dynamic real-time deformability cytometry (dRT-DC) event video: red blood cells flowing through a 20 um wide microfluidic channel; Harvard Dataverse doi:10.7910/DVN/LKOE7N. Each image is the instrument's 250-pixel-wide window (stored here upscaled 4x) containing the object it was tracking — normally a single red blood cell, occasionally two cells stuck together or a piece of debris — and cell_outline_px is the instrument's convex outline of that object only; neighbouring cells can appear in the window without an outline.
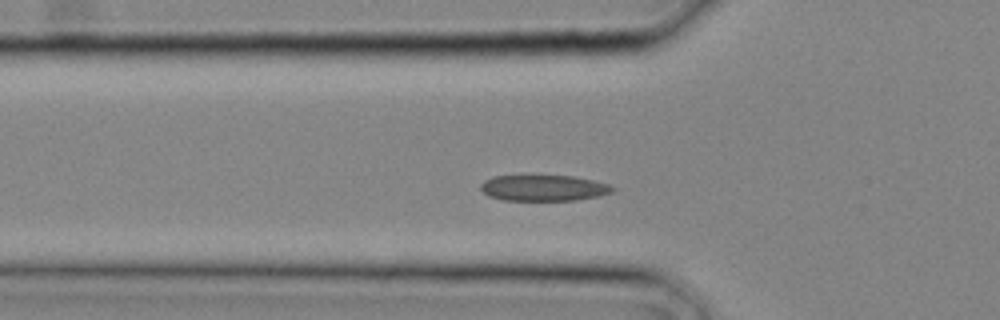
{"species": "common noctule bat (a hibernating species)", "species_latin": "Nyctalus noctula", "temperature_condition": "cold", "stored_images_in_passage": 22, "camera_frame_rate_fps": 3000, "um_per_image_px": 0.085, "animal": {"sex": "male", "body_mass_g": 20.4}, "frame": {"image": 1, "passage_image": 7, "time_ms": 2.0, "image_size_px": [1000, 320], "cell_outline_px": [[616, 188], [612, 192], [596, 196], [576, 200], [504, 200], [488, 196], [480, 188], [480, 184], [484, 180], [492, 176], [536, 172], [572, 176], [592, 180], [608, 184]], "centroid_in_image_um": [46.13, 15.91], "position_along_channel_um": 79.7, "area_um2": 20.92}}
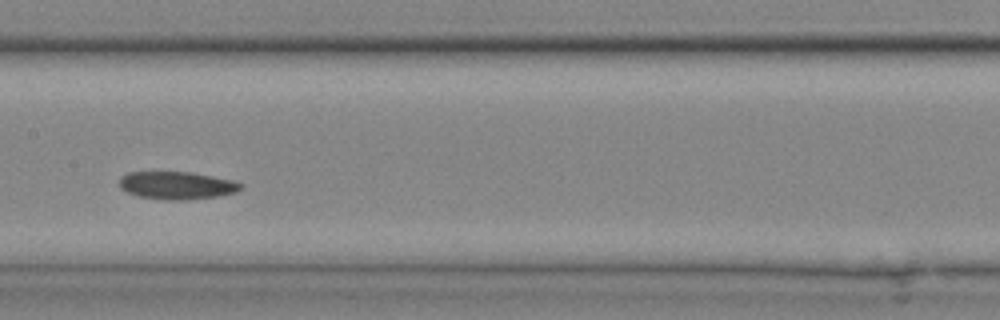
{"frame": {"image": 2, "passage_image": 12, "time_ms": 3.667, "image_size_px": [1000, 320], "cell_outline_px": [[244, 184], [236, 192], [216, 196], [180, 200], [164, 200], [140, 196], [128, 192], [120, 188], [120, 176], [128, 172], [192, 172], [232, 180]], "centroid_in_image_um": [15.01, 15.75], "position_along_channel_um": 192.4, "area_um2": 19.42}}
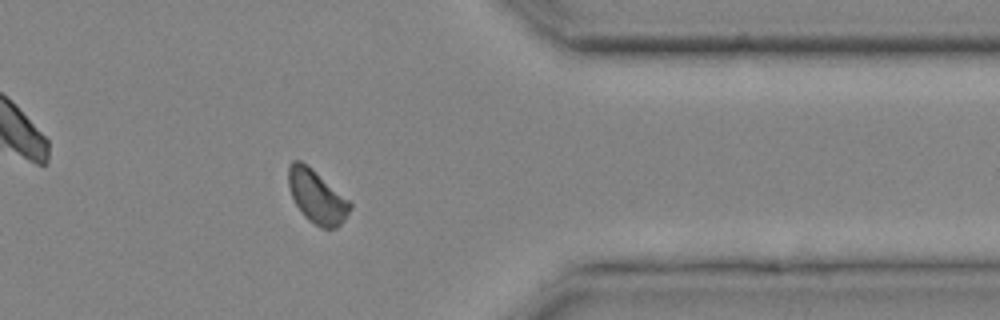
{"frame": {"image": 3, "passage_image": 21, "time_ms": 6.667, "image_size_px": [1000, 320], "cell_outline_px": [[352, 208], [344, 220], [336, 228], [320, 228], [308, 220], [300, 212], [292, 196], [288, 184], [288, 164], [292, 160], [300, 160], [312, 168], [348, 200], [352, 204]], "centroid_in_image_um": [26.91, 16.71], "position_along_channel_um": 384.5, "area_um2": 19.02}}